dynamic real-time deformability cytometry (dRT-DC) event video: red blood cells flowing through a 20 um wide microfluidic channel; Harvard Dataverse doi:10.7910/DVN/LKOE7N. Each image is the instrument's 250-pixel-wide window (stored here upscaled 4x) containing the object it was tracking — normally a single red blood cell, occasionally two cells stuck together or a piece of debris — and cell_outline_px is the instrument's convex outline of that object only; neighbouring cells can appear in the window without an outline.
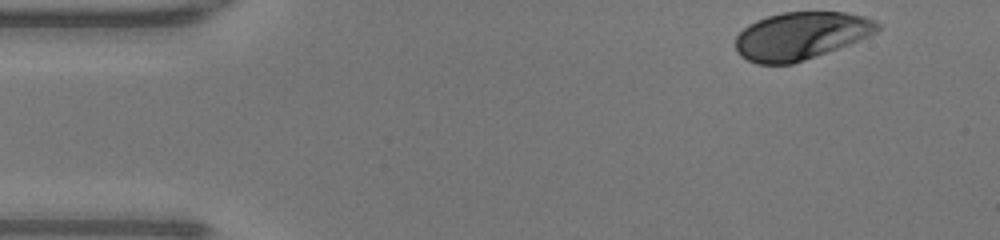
{"species": "human", "species_latin": "Homo sapiens", "temperature_condition": "warm", "stored_images_in_passage": 45, "camera_frame_rate_fps": 3000, "um_per_image_px": 0.085, "donor": {"sex": "male"}, "frame": {"image": 1, "passage_image": 1, "time_ms": 0.0, "image_size_px": [1000, 240], "cell_outline_px": [[880, 28], [876, 32], [868, 36], [848, 44], [804, 60], [792, 64], [756, 64], [740, 56], [736, 48], [736, 36], [748, 24], [756, 20], [768, 16], [784, 12], [844, 12], [864, 16], [876, 20], [880, 24]], "centroid_in_image_um": [68.06, 3.03], "position_along_channel_um": 16.9, "area_um2": 39.13}}
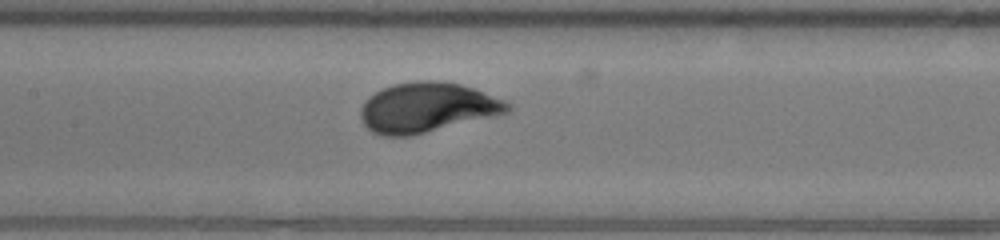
{"frame": {"image": 2, "passage_image": 19, "time_ms": 6.0, "image_size_px": [1000, 240], "cell_outline_px": [[512, 108], [508, 112], [412, 136], [380, 136], [372, 132], [364, 124], [360, 116], [360, 108], [364, 100], [368, 96], [392, 84], [416, 80], [440, 80], [460, 84], [472, 88], [504, 100], [512, 104]], "centroid_in_image_um": [36.26, 9.13], "position_along_channel_um": 171.1, "area_um2": 42.77}}
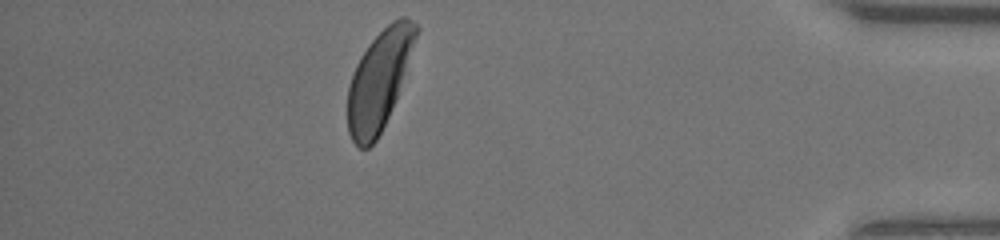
{"frame": {"image": 3, "passage_image": 39, "time_ms": 12.667, "image_size_px": [1000, 240], "cell_outline_px": [[420, 28], [396, 96], [388, 116], [376, 140], [368, 148], [360, 148], [352, 140], [348, 132], [348, 84], [356, 64], [360, 56], [368, 44], [392, 20], [400, 16], [404, 16], [412, 20]], "centroid_in_image_um": [32.21, 6.78], "position_along_channel_um": 403.0, "area_um2": 38.73}, "authors_computed_cell_mechanics": {"area_um2": 40.8646, "velocity_mm_per_s": 4.237, "shape_relaxation_time_tau1_ms": 2.0725, "shape_relaxation_time_tau2_ms": null, "deformation_change_tau1": 0.1658, "deformation_change_tau2": null}}